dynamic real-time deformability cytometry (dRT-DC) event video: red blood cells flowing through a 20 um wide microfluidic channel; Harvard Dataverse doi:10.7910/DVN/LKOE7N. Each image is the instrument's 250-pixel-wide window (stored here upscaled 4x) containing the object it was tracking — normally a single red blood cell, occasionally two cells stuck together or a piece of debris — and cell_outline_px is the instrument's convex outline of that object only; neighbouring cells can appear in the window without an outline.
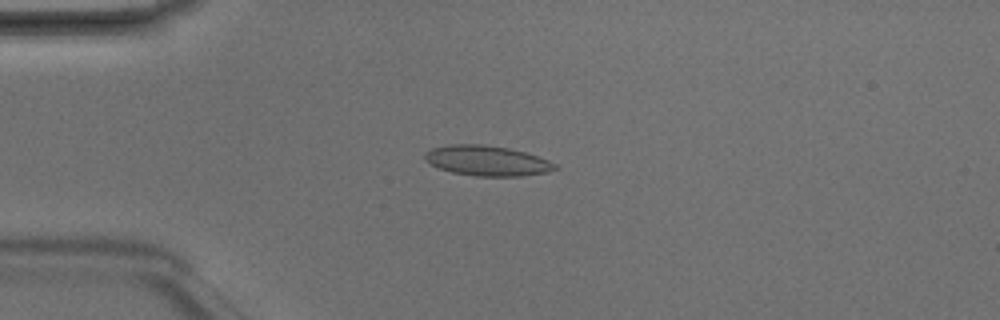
{"species": "Egyptian fruit bat (a non-hibernating species)", "species_latin": "Rousettus aegyptiacus", "temperature_condition": "room temperature", "stored_images_in_passage": 4, "camera_frame_rate_fps": 3000, "um_per_image_px": 0.085, "animal": {"sex": "male"}, "frame": {"image": 1, "passage_image": 3, "time_ms": 0.667, "image_size_px": [1000, 320], "cell_outline_px": [[560, 168], [548, 172], [520, 176], [476, 176], [452, 172], [440, 168], [424, 160], [424, 152], [432, 148], [448, 144], [480, 144], [508, 148], [524, 152], [548, 160], [556, 164]], "centroid_in_image_um": [41.39, 13.66], "position_along_channel_um": 43.6, "area_um2": 22.83}}
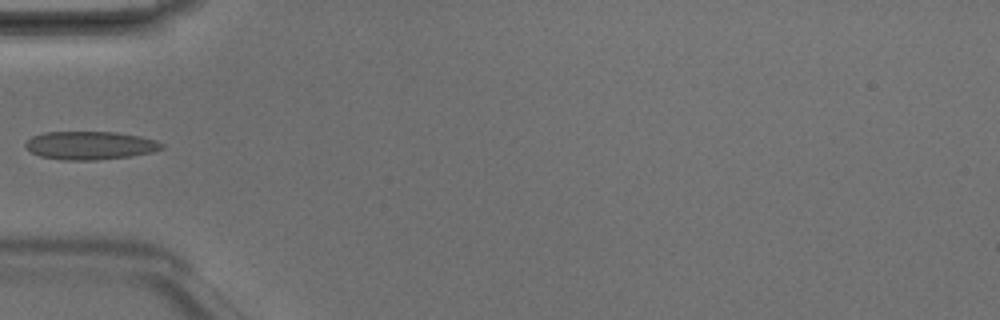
{"frame": {"image": 2, "passage_image": 4, "time_ms": 1.0, "image_size_px": [1000, 320], "cell_outline_px": [[164, 148], [152, 152], [132, 156], [96, 160], [64, 160], [40, 156], [32, 152], [24, 144], [32, 136], [44, 132], [116, 132], [140, 136], [156, 140], [164, 144]], "centroid_in_image_um": [7.69, 12.36], "position_along_channel_um": 77.3, "area_um2": 22.43}}